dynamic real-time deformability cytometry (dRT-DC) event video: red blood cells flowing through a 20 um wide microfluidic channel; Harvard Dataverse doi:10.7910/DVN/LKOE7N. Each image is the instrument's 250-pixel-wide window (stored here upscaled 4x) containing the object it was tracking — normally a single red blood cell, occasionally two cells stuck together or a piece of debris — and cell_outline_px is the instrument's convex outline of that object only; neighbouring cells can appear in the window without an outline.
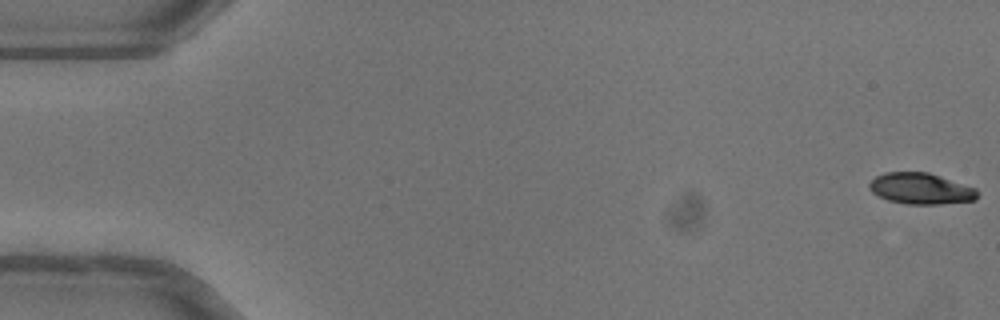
{"species": "common noctule bat (a hibernating species)", "species_latin": "Nyctalus noctula", "temperature_condition": "warm", "stored_images_in_passage": 47, "camera_frame_rate_fps": 3000, "um_per_image_px": 0.085, "animal": {"sex": "female"}, "frame": {"image": 1, "passage_image": 1, "time_ms": 0.0, "image_size_px": [1000, 320], "cell_outline_px": [[980, 192], [976, 200], [940, 204], [908, 204], [888, 200], [872, 192], [868, 188], [868, 184], [876, 176], [884, 172], [928, 172], [976, 188]], "centroid_in_image_um": [78.28, 16.03], "position_along_channel_um": 6.7, "area_um2": 19.65}}
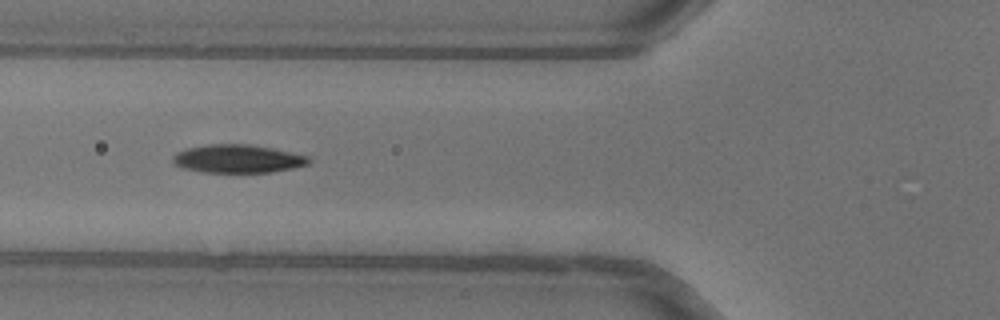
{"frame": {"image": 2, "passage_image": 20, "time_ms": 6.333, "image_size_px": [1000, 320], "cell_outline_px": [[312, 160], [308, 164], [292, 168], [272, 172], [204, 172], [184, 168], [172, 164], [172, 156], [176, 152], [184, 148], [208, 144], [248, 144], [272, 148], [308, 156]], "centroid_in_image_um": [20.16, 13.49], "position_along_channel_um": 105.6, "area_um2": 22.43}}
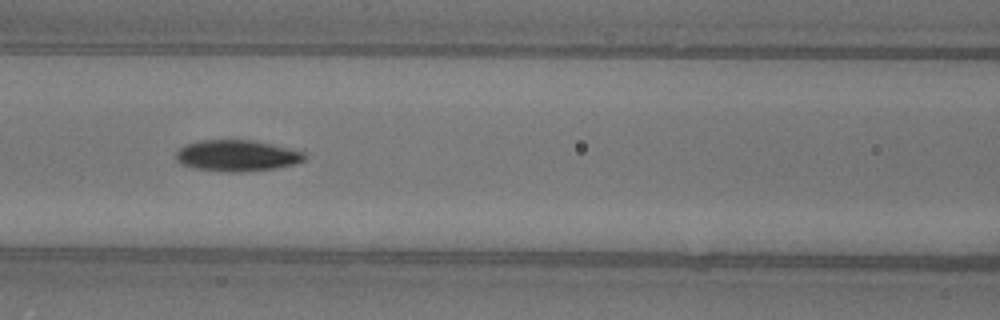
{"frame": {"image": 3, "passage_image": 23, "time_ms": 7.333, "image_size_px": [1000, 320], "cell_outline_px": [[308, 156], [304, 160], [296, 164], [276, 168], [244, 172], [224, 172], [196, 168], [180, 164], [176, 160], [176, 152], [184, 144], [200, 140], [252, 140], [272, 144], [304, 152]], "centroid_in_image_um": [20.14, 13.23], "position_along_channel_um": 146.5, "area_um2": 23.58}}